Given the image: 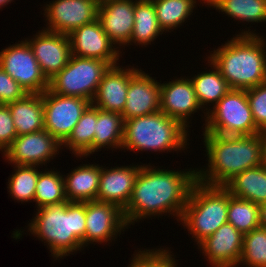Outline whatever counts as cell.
<instances>
[{
    "label": "cell",
    "instance_id": "83f0119b",
    "mask_svg": "<svg viewBox=\"0 0 266 267\" xmlns=\"http://www.w3.org/2000/svg\"><path fill=\"white\" fill-rule=\"evenodd\" d=\"M164 32L161 29L154 4L148 0H137L134 7V27L130 45H151L159 35Z\"/></svg>",
    "mask_w": 266,
    "mask_h": 267
},
{
    "label": "cell",
    "instance_id": "d6986e66",
    "mask_svg": "<svg viewBox=\"0 0 266 267\" xmlns=\"http://www.w3.org/2000/svg\"><path fill=\"white\" fill-rule=\"evenodd\" d=\"M137 0H100L98 17L109 39L121 46L129 45L134 27V7Z\"/></svg>",
    "mask_w": 266,
    "mask_h": 267
},
{
    "label": "cell",
    "instance_id": "8fae6325",
    "mask_svg": "<svg viewBox=\"0 0 266 267\" xmlns=\"http://www.w3.org/2000/svg\"><path fill=\"white\" fill-rule=\"evenodd\" d=\"M100 0H53L44 5L47 21L43 29L69 35L73 30L95 21Z\"/></svg>",
    "mask_w": 266,
    "mask_h": 267
},
{
    "label": "cell",
    "instance_id": "6da1fadb",
    "mask_svg": "<svg viewBox=\"0 0 266 267\" xmlns=\"http://www.w3.org/2000/svg\"><path fill=\"white\" fill-rule=\"evenodd\" d=\"M196 181V168L176 171L141 165L131 198L123 210L126 224L129 227L142 218H159L162 214L173 215L180 221Z\"/></svg>",
    "mask_w": 266,
    "mask_h": 267
},
{
    "label": "cell",
    "instance_id": "4316f807",
    "mask_svg": "<svg viewBox=\"0 0 266 267\" xmlns=\"http://www.w3.org/2000/svg\"><path fill=\"white\" fill-rule=\"evenodd\" d=\"M97 122V107L90 104L73 128L69 137L62 143L76 157L86 158L93 154V138ZM64 145V146H63Z\"/></svg>",
    "mask_w": 266,
    "mask_h": 267
},
{
    "label": "cell",
    "instance_id": "f1b7e54d",
    "mask_svg": "<svg viewBox=\"0 0 266 267\" xmlns=\"http://www.w3.org/2000/svg\"><path fill=\"white\" fill-rule=\"evenodd\" d=\"M206 5L224 12L234 21L266 22V0H206Z\"/></svg>",
    "mask_w": 266,
    "mask_h": 267
},
{
    "label": "cell",
    "instance_id": "2e32d148",
    "mask_svg": "<svg viewBox=\"0 0 266 267\" xmlns=\"http://www.w3.org/2000/svg\"><path fill=\"white\" fill-rule=\"evenodd\" d=\"M141 69L131 67L123 120L160 111V83Z\"/></svg>",
    "mask_w": 266,
    "mask_h": 267
},
{
    "label": "cell",
    "instance_id": "484cf974",
    "mask_svg": "<svg viewBox=\"0 0 266 267\" xmlns=\"http://www.w3.org/2000/svg\"><path fill=\"white\" fill-rule=\"evenodd\" d=\"M124 140V120L116 112L97 108V122L93 138V154L100 149L122 148Z\"/></svg>",
    "mask_w": 266,
    "mask_h": 267
},
{
    "label": "cell",
    "instance_id": "ac0fdd59",
    "mask_svg": "<svg viewBox=\"0 0 266 267\" xmlns=\"http://www.w3.org/2000/svg\"><path fill=\"white\" fill-rule=\"evenodd\" d=\"M243 236L227 222L199 243L198 248L213 267H238L242 254Z\"/></svg>",
    "mask_w": 266,
    "mask_h": 267
},
{
    "label": "cell",
    "instance_id": "cb8c5ba5",
    "mask_svg": "<svg viewBox=\"0 0 266 267\" xmlns=\"http://www.w3.org/2000/svg\"><path fill=\"white\" fill-rule=\"evenodd\" d=\"M233 197L254 202H266V168L262 165L247 169L224 186Z\"/></svg>",
    "mask_w": 266,
    "mask_h": 267
},
{
    "label": "cell",
    "instance_id": "ffe728a7",
    "mask_svg": "<svg viewBox=\"0 0 266 267\" xmlns=\"http://www.w3.org/2000/svg\"><path fill=\"white\" fill-rule=\"evenodd\" d=\"M115 166L111 169L101 165L97 201L107 202L124 210L131 198L135 180L141 165Z\"/></svg>",
    "mask_w": 266,
    "mask_h": 267
},
{
    "label": "cell",
    "instance_id": "836d02e7",
    "mask_svg": "<svg viewBox=\"0 0 266 267\" xmlns=\"http://www.w3.org/2000/svg\"><path fill=\"white\" fill-rule=\"evenodd\" d=\"M266 267V228L258 227L243 236L238 266Z\"/></svg>",
    "mask_w": 266,
    "mask_h": 267
},
{
    "label": "cell",
    "instance_id": "74e56055",
    "mask_svg": "<svg viewBox=\"0 0 266 267\" xmlns=\"http://www.w3.org/2000/svg\"><path fill=\"white\" fill-rule=\"evenodd\" d=\"M17 137V131L10 109L7 105L0 104V151L4 152L11 146L13 140Z\"/></svg>",
    "mask_w": 266,
    "mask_h": 267
},
{
    "label": "cell",
    "instance_id": "4fadbf2b",
    "mask_svg": "<svg viewBox=\"0 0 266 267\" xmlns=\"http://www.w3.org/2000/svg\"><path fill=\"white\" fill-rule=\"evenodd\" d=\"M86 231L84 248L88 244L112 242L124 229H128L123 210L118 206L93 200L86 202Z\"/></svg>",
    "mask_w": 266,
    "mask_h": 267
},
{
    "label": "cell",
    "instance_id": "7a4b0ae2",
    "mask_svg": "<svg viewBox=\"0 0 266 267\" xmlns=\"http://www.w3.org/2000/svg\"><path fill=\"white\" fill-rule=\"evenodd\" d=\"M250 30L242 29L207 57L231 89L248 90L266 82V41Z\"/></svg>",
    "mask_w": 266,
    "mask_h": 267
},
{
    "label": "cell",
    "instance_id": "8992f818",
    "mask_svg": "<svg viewBox=\"0 0 266 267\" xmlns=\"http://www.w3.org/2000/svg\"><path fill=\"white\" fill-rule=\"evenodd\" d=\"M229 191L224 186H211L196 181L190 191L179 222L195 238L196 244L227 223Z\"/></svg>",
    "mask_w": 266,
    "mask_h": 267
},
{
    "label": "cell",
    "instance_id": "44dd1931",
    "mask_svg": "<svg viewBox=\"0 0 266 267\" xmlns=\"http://www.w3.org/2000/svg\"><path fill=\"white\" fill-rule=\"evenodd\" d=\"M119 65L110 66L104 73L91 104L105 111L122 114L131 80V68Z\"/></svg>",
    "mask_w": 266,
    "mask_h": 267
},
{
    "label": "cell",
    "instance_id": "f35d334b",
    "mask_svg": "<svg viewBox=\"0 0 266 267\" xmlns=\"http://www.w3.org/2000/svg\"><path fill=\"white\" fill-rule=\"evenodd\" d=\"M262 166L266 168V130L259 132Z\"/></svg>",
    "mask_w": 266,
    "mask_h": 267
},
{
    "label": "cell",
    "instance_id": "603a6c76",
    "mask_svg": "<svg viewBox=\"0 0 266 267\" xmlns=\"http://www.w3.org/2000/svg\"><path fill=\"white\" fill-rule=\"evenodd\" d=\"M17 136L44 129L43 97L38 93H27L23 98L7 104Z\"/></svg>",
    "mask_w": 266,
    "mask_h": 267
},
{
    "label": "cell",
    "instance_id": "ab89813d",
    "mask_svg": "<svg viewBox=\"0 0 266 267\" xmlns=\"http://www.w3.org/2000/svg\"><path fill=\"white\" fill-rule=\"evenodd\" d=\"M260 208V227L266 228V202L259 205Z\"/></svg>",
    "mask_w": 266,
    "mask_h": 267
},
{
    "label": "cell",
    "instance_id": "d590c367",
    "mask_svg": "<svg viewBox=\"0 0 266 267\" xmlns=\"http://www.w3.org/2000/svg\"><path fill=\"white\" fill-rule=\"evenodd\" d=\"M247 99L256 127L266 130V82L246 90Z\"/></svg>",
    "mask_w": 266,
    "mask_h": 267
},
{
    "label": "cell",
    "instance_id": "1f68e13d",
    "mask_svg": "<svg viewBox=\"0 0 266 267\" xmlns=\"http://www.w3.org/2000/svg\"><path fill=\"white\" fill-rule=\"evenodd\" d=\"M227 222L233 225L243 235L260 227L259 205L240 198L233 197L229 192Z\"/></svg>",
    "mask_w": 266,
    "mask_h": 267
},
{
    "label": "cell",
    "instance_id": "277c9868",
    "mask_svg": "<svg viewBox=\"0 0 266 267\" xmlns=\"http://www.w3.org/2000/svg\"><path fill=\"white\" fill-rule=\"evenodd\" d=\"M36 210L27 231L46 243L54 259L84 249L86 202L68 201Z\"/></svg>",
    "mask_w": 266,
    "mask_h": 267
},
{
    "label": "cell",
    "instance_id": "30bf717a",
    "mask_svg": "<svg viewBox=\"0 0 266 267\" xmlns=\"http://www.w3.org/2000/svg\"><path fill=\"white\" fill-rule=\"evenodd\" d=\"M42 97L44 129L62 144L91 102L85 98L55 94L49 89L42 93Z\"/></svg>",
    "mask_w": 266,
    "mask_h": 267
},
{
    "label": "cell",
    "instance_id": "f546056e",
    "mask_svg": "<svg viewBox=\"0 0 266 267\" xmlns=\"http://www.w3.org/2000/svg\"><path fill=\"white\" fill-rule=\"evenodd\" d=\"M206 6V0H201ZM158 23L163 32H171L191 17L196 0H152ZM173 29V30H172Z\"/></svg>",
    "mask_w": 266,
    "mask_h": 267
},
{
    "label": "cell",
    "instance_id": "e575fe53",
    "mask_svg": "<svg viewBox=\"0 0 266 267\" xmlns=\"http://www.w3.org/2000/svg\"><path fill=\"white\" fill-rule=\"evenodd\" d=\"M141 250L139 249L136 254H133L128 267H177L176 264L178 263L175 260V256L167 248L165 250L164 247L162 249Z\"/></svg>",
    "mask_w": 266,
    "mask_h": 267
},
{
    "label": "cell",
    "instance_id": "9a60e30c",
    "mask_svg": "<svg viewBox=\"0 0 266 267\" xmlns=\"http://www.w3.org/2000/svg\"><path fill=\"white\" fill-rule=\"evenodd\" d=\"M35 38L25 39L33 50L38 64L48 80L69 62L72 51L68 35L42 29Z\"/></svg>",
    "mask_w": 266,
    "mask_h": 267
},
{
    "label": "cell",
    "instance_id": "5b68a950",
    "mask_svg": "<svg viewBox=\"0 0 266 267\" xmlns=\"http://www.w3.org/2000/svg\"><path fill=\"white\" fill-rule=\"evenodd\" d=\"M188 132L190 131L178 120L168 117L162 111L134 117L124 120V140L121 150L181 152L190 145L187 143Z\"/></svg>",
    "mask_w": 266,
    "mask_h": 267
},
{
    "label": "cell",
    "instance_id": "60d3db41",
    "mask_svg": "<svg viewBox=\"0 0 266 267\" xmlns=\"http://www.w3.org/2000/svg\"><path fill=\"white\" fill-rule=\"evenodd\" d=\"M11 2H14L13 0H0V9L1 7L4 8V6L10 4Z\"/></svg>",
    "mask_w": 266,
    "mask_h": 267
},
{
    "label": "cell",
    "instance_id": "3957f363",
    "mask_svg": "<svg viewBox=\"0 0 266 267\" xmlns=\"http://www.w3.org/2000/svg\"><path fill=\"white\" fill-rule=\"evenodd\" d=\"M208 167L196 169L197 181L211 186H225L241 172L262 164L260 136H226L203 133Z\"/></svg>",
    "mask_w": 266,
    "mask_h": 267
},
{
    "label": "cell",
    "instance_id": "d6a6232c",
    "mask_svg": "<svg viewBox=\"0 0 266 267\" xmlns=\"http://www.w3.org/2000/svg\"><path fill=\"white\" fill-rule=\"evenodd\" d=\"M14 172L8 178V192L18 202H34L39 166L15 165Z\"/></svg>",
    "mask_w": 266,
    "mask_h": 267
},
{
    "label": "cell",
    "instance_id": "5bb4252c",
    "mask_svg": "<svg viewBox=\"0 0 266 267\" xmlns=\"http://www.w3.org/2000/svg\"><path fill=\"white\" fill-rule=\"evenodd\" d=\"M72 55L83 58H94L117 65L122 52L109 39L98 19L80 26L69 35Z\"/></svg>",
    "mask_w": 266,
    "mask_h": 267
},
{
    "label": "cell",
    "instance_id": "ba28073f",
    "mask_svg": "<svg viewBox=\"0 0 266 267\" xmlns=\"http://www.w3.org/2000/svg\"><path fill=\"white\" fill-rule=\"evenodd\" d=\"M111 65L100 59L72 55L67 65L49 80L55 94L93 100L104 73Z\"/></svg>",
    "mask_w": 266,
    "mask_h": 267
},
{
    "label": "cell",
    "instance_id": "d4e9b609",
    "mask_svg": "<svg viewBox=\"0 0 266 267\" xmlns=\"http://www.w3.org/2000/svg\"><path fill=\"white\" fill-rule=\"evenodd\" d=\"M206 59L208 61L207 63H209V67L212 68V71H203L190 78L193 83L198 103L202 108V111L203 109L206 111L204 112L205 117L206 113L211 110L207 105L211 106L209 105L211 103L214 106L231 90L227 81L221 76L219 69L207 57Z\"/></svg>",
    "mask_w": 266,
    "mask_h": 267
},
{
    "label": "cell",
    "instance_id": "e0dca14e",
    "mask_svg": "<svg viewBox=\"0 0 266 267\" xmlns=\"http://www.w3.org/2000/svg\"><path fill=\"white\" fill-rule=\"evenodd\" d=\"M201 109L190 76L160 83V111L178 120L185 128L190 127L191 115Z\"/></svg>",
    "mask_w": 266,
    "mask_h": 267
},
{
    "label": "cell",
    "instance_id": "7c38bea8",
    "mask_svg": "<svg viewBox=\"0 0 266 267\" xmlns=\"http://www.w3.org/2000/svg\"><path fill=\"white\" fill-rule=\"evenodd\" d=\"M62 144L45 129L17 136L3 156L14 165L41 166L54 159ZM46 163V164H45Z\"/></svg>",
    "mask_w": 266,
    "mask_h": 267
},
{
    "label": "cell",
    "instance_id": "52a82bcc",
    "mask_svg": "<svg viewBox=\"0 0 266 267\" xmlns=\"http://www.w3.org/2000/svg\"><path fill=\"white\" fill-rule=\"evenodd\" d=\"M211 108L204 118L203 133L240 136L260 132L254 123L246 90L231 89Z\"/></svg>",
    "mask_w": 266,
    "mask_h": 267
},
{
    "label": "cell",
    "instance_id": "9c48e42d",
    "mask_svg": "<svg viewBox=\"0 0 266 267\" xmlns=\"http://www.w3.org/2000/svg\"><path fill=\"white\" fill-rule=\"evenodd\" d=\"M19 42L1 49L0 67L27 93L42 94L49 88V80L42 72L28 42L23 39Z\"/></svg>",
    "mask_w": 266,
    "mask_h": 267
},
{
    "label": "cell",
    "instance_id": "4dcf8cb0",
    "mask_svg": "<svg viewBox=\"0 0 266 267\" xmlns=\"http://www.w3.org/2000/svg\"><path fill=\"white\" fill-rule=\"evenodd\" d=\"M64 175L60 171H39L34 202L37 209L46 205L68 202L65 196Z\"/></svg>",
    "mask_w": 266,
    "mask_h": 267
},
{
    "label": "cell",
    "instance_id": "8d00e7d4",
    "mask_svg": "<svg viewBox=\"0 0 266 267\" xmlns=\"http://www.w3.org/2000/svg\"><path fill=\"white\" fill-rule=\"evenodd\" d=\"M26 94V90L0 67V104L7 105Z\"/></svg>",
    "mask_w": 266,
    "mask_h": 267
},
{
    "label": "cell",
    "instance_id": "7402d4cb",
    "mask_svg": "<svg viewBox=\"0 0 266 267\" xmlns=\"http://www.w3.org/2000/svg\"><path fill=\"white\" fill-rule=\"evenodd\" d=\"M101 167L99 164H83L64 176L65 196L69 202L96 200Z\"/></svg>",
    "mask_w": 266,
    "mask_h": 267
}]
</instances>
